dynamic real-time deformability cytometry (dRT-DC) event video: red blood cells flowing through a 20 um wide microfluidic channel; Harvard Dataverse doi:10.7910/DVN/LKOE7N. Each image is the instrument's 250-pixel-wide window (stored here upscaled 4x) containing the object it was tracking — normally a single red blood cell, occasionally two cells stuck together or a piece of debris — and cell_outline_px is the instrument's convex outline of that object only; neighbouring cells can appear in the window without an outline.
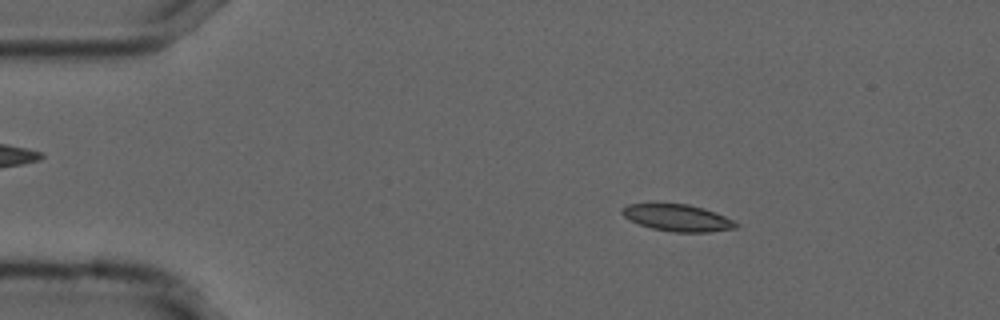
{"species": "common noctule bat (a hibernating species)", "species_latin": "Nyctalus noctula", "temperature_condition": "cold", "stored_images_in_passage": 55, "camera_frame_rate_fps": 3000, "um_per_image_px": 0.085, "animal": {"sex": "male", "forearm_length_mm": 52.5}, "frame": {"image": 1, "passage_image": 9, "time_ms": 2.667, "image_size_px": [1000, 320], "cell_outline_px": [[740, 224], [736, 228], [708, 232], [672, 232], [652, 228], [640, 224], [624, 216], [620, 212], [620, 208], [628, 204], [688, 204], [704, 208], [716, 212]], "centroid_in_image_um": [57.6, 18.51], "position_along_channel_um": 27.4, "area_um2": 17.69}}
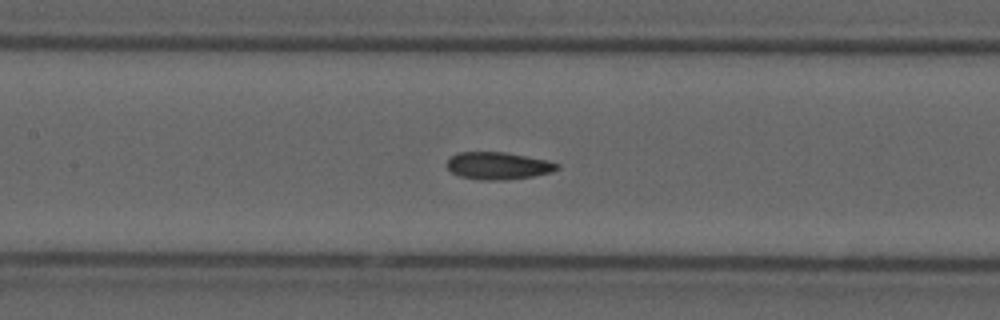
{"frame": {"image": 2, "passage_image": 25, "time_ms": 8.0, "image_size_px": [1000, 320], "cell_outline_px": [[560, 168], [552, 172], [532, 176], [500, 180], [480, 180], [460, 176], [452, 172], [448, 168], [448, 160], [452, 156], [460, 152], [504, 152], [548, 160], [560, 164]], "centroid_in_image_um": [42.38, 14.09], "position_along_channel_um": 165.0, "area_um2": 17.4}}
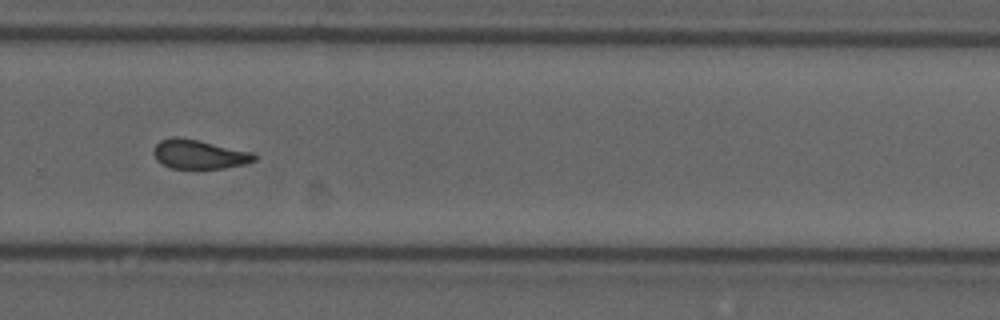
{"frame": {"image": 3, "passage_image": 37, "time_ms": 12.0, "image_size_px": [1000, 320], "cell_outline_px": [[256, 160], [244, 164], [224, 168], [172, 168], [156, 160], [152, 152], [152, 148], [160, 140], [172, 136], [176, 136], [196, 140], [252, 152], [256, 156]], "centroid_in_image_um": [16.87, 13.11], "position_along_channel_um": 312.9, "area_um2": 16.94}, "authors_computed_cell_mechanics": {"area_um2": 17.3978, "velocity_mm_per_s": 3.7109, "shape_relaxation_time_tau1_ms": null, "shape_relaxation_time_tau2_ms": 2.8778, "deformation_change_tau1": null, "deformation_change_tau2": 0.0962}}